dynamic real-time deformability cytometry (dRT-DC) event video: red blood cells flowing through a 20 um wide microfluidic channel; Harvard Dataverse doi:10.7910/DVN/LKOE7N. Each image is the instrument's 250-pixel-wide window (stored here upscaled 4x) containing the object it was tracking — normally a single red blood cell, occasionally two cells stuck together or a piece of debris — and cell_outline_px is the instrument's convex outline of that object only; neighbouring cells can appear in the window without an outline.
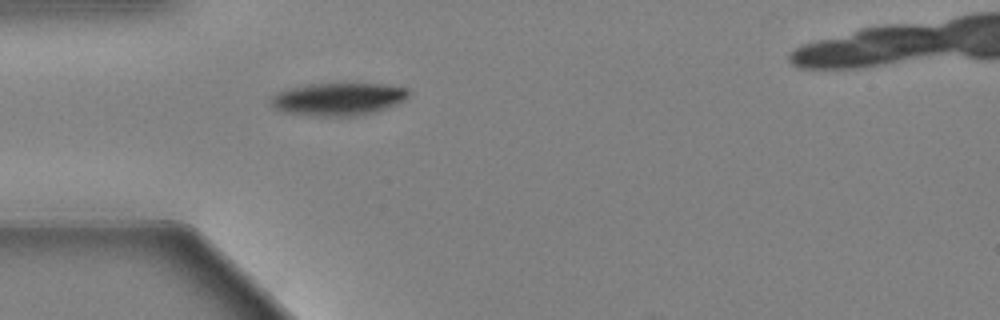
{"species": "Egyptian fruit bat (a non-hibernating species)", "species_latin": "Rousettus aegyptiacus", "temperature_condition": "warm", "stored_images_in_passage": 40, "camera_frame_rate_fps": 3000, "um_per_image_px": 0.085, "animal": {"sex": "female"}, "frame": {"image": 1, "passage_image": 1, "time_ms": 0.0, "image_size_px": [1000, 320], "cell_outline_px": [[412, 92], [404, 100], [388, 108], [376, 112], [360, 116], [316, 116], [284, 112], [276, 108], [268, 100], [276, 92], [288, 88], [308, 84], [348, 80], [384, 84], [408, 88]], "centroid_in_image_um": [28.8, 8.37], "position_along_channel_um": 56.2, "area_um2": 27.57}}
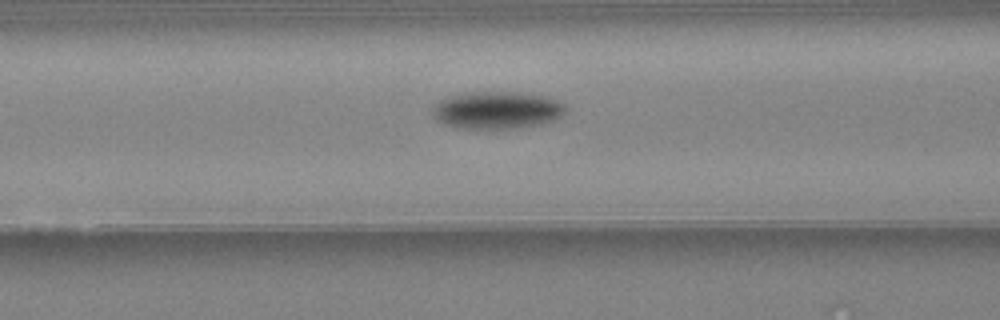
{"frame": {"image": 2, "passage_image": 7, "time_ms": 2.0, "image_size_px": [1000, 320], "cell_outline_px": [[568, 108], [560, 116], [544, 124], [520, 128], [460, 128], [444, 124], [436, 120], [432, 112], [432, 104], [448, 96], [464, 92], [520, 92], [548, 96], [564, 104]], "centroid_in_image_um": [42.23, 9.35], "position_along_channel_um": 124.4, "area_um2": 29.36}}
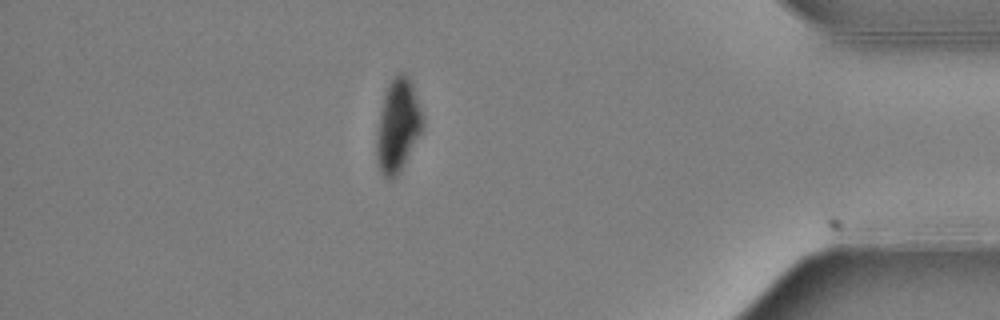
{"frame": {"image": 3, "passage_image": 33, "time_ms": 10.667, "image_size_px": [1000, 320], "cell_outline_px": [[424, 124], [400, 172], [396, 176], [388, 180], [384, 176], [376, 160], [376, 140], [380, 112], [384, 96], [388, 84], [392, 76], [396, 72], [404, 72], [408, 76], [412, 84], [424, 116]], "centroid_in_image_um": [33.81, 10.63], "position_along_channel_um": 401.4, "area_um2": 24.85}, "authors_computed_cell_mechanics": {"area_um2": 27.6284, "velocity_mm_per_s": 3.6577, "shape_relaxation_time_tau1_ms": 2.1407, "shape_relaxation_time_tau2_ms": null, "deformation_change_tau1": 0.1395, "deformation_change_tau2": null}}